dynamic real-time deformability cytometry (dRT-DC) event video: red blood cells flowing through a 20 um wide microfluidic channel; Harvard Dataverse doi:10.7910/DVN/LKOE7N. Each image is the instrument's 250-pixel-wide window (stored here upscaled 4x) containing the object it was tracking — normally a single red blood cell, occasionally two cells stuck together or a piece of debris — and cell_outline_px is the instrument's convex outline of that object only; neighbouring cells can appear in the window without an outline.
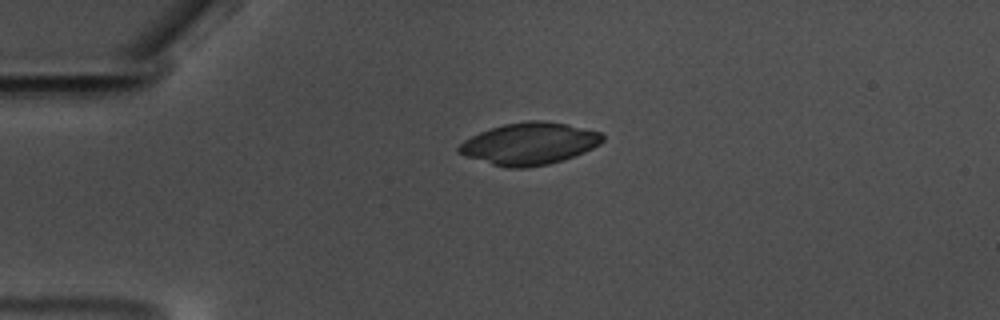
{"species": "common noctule bat (a hibernating species)", "species_latin": "Nyctalus noctula", "temperature_condition": "warm", "stored_images_in_passage": 45, "camera_frame_rate_fps": 3000, "um_per_image_px": 0.085, "animal": {"sex": "male", "body_mass_g": 17.5, "forearm_length_mm": 52.3}, "frame": {"image": 1, "passage_image": 1, "time_ms": 0.0, "image_size_px": [1000, 320], "cell_outline_px": [[604, 140], [600, 144], [584, 152], [564, 160], [548, 164], [528, 168], [508, 168], [492, 164], [464, 156], [456, 152], [456, 148], [464, 140], [480, 132], [504, 124], [528, 120], [544, 120], [568, 124], [600, 132], [604, 136]], "centroid_in_image_um": [44.99, 12.21], "position_along_channel_um": 40.0, "area_um2": 35.32}}
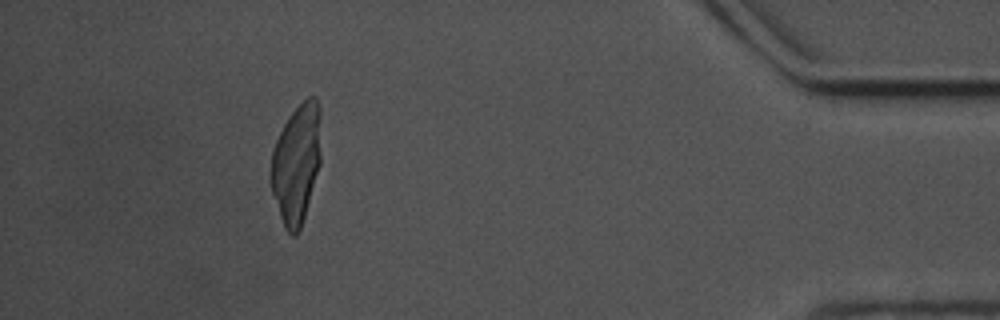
{"frame": {"image": 2, "passage_image": 40, "time_ms": 13.0, "image_size_px": [1000, 320], "cell_outline_px": [[320, 164], [304, 216], [300, 228], [296, 236], [292, 236], [284, 228], [272, 192], [272, 148], [288, 116], [308, 96], [316, 96], [320, 108]], "centroid_in_image_um": [25.21, 13.88], "position_along_channel_um": 410.0, "area_um2": 34.45}}